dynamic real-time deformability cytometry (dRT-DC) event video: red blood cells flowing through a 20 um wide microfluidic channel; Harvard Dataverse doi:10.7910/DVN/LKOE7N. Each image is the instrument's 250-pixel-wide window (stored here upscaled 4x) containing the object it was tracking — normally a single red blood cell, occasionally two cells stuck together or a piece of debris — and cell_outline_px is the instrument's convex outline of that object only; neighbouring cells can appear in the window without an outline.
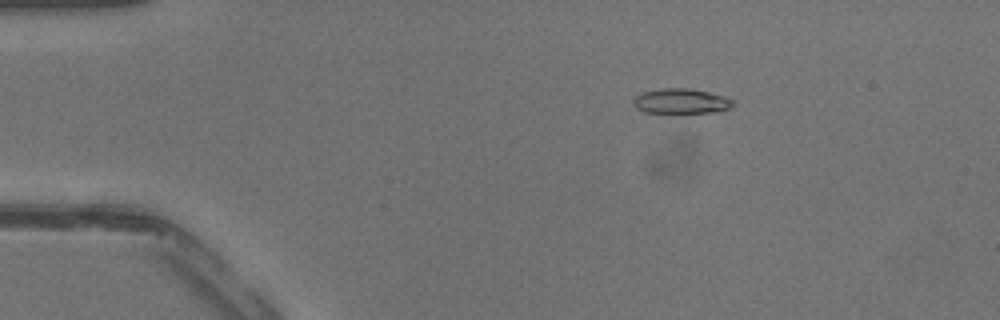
{"species": "common noctule bat (a hibernating species)", "species_latin": "Nyctalus noctula", "temperature_condition": "warm", "stored_images_in_passage": 36, "camera_frame_rate_fps": 3000, "um_per_image_px": 0.085, "animal": {"sex": "male", "body_mass_g": 13.3}, "frame": {"image": 1, "passage_image": 2, "time_ms": 0.333, "image_size_px": [1000, 320], "cell_outline_px": [[732, 104], [728, 108], [712, 112], [644, 112], [636, 108], [632, 104], [632, 100], [636, 96], [644, 92], [664, 88], [688, 88], [708, 92], [724, 96], [732, 100]], "centroid_in_image_um": [57.83, 8.59], "position_along_channel_um": 27.2, "area_um2": 14.16}}
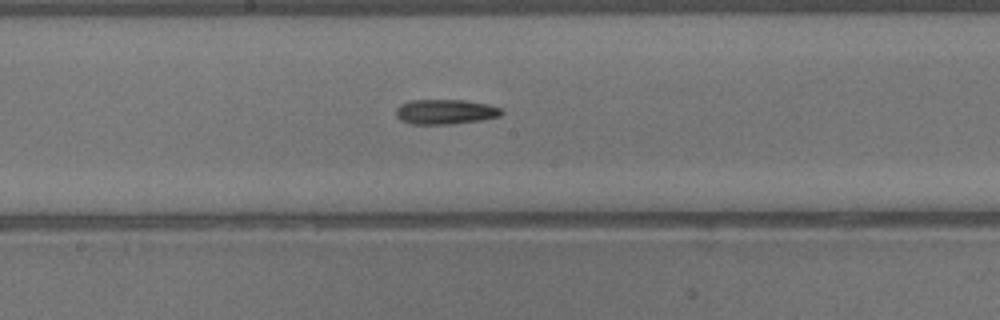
{"frame": {"image": 2, "passage_image": 17, "time_ms": 5.333, "image_size_px": [1000, 320], "cell_outline_px": [[504, 112], [500, 116], [480, 120], [452, 124], [412, 124], [400, 120], [396, 116], [396, 108], [400, 104], [412, 100], [464, 100], [488, 104], [504, 108]], "centroid_in_image_um": [37.88, 9.5], "position_along_channel_um": 210.3, "area_um2": 15.43}}
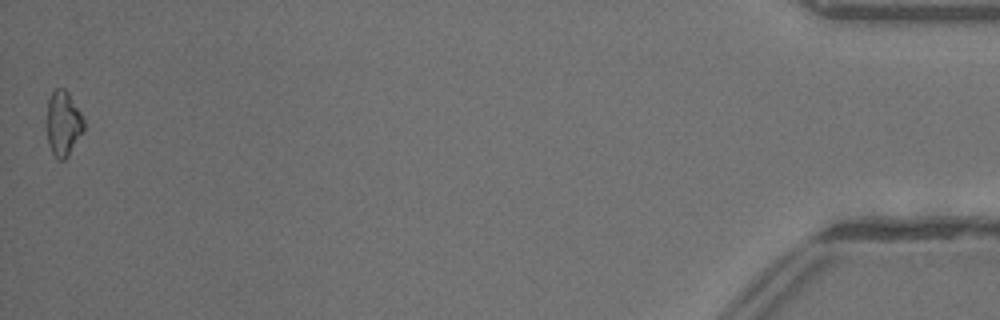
{"frame": {"image": 3, "passage_image": 36, "time_ms": 11.667, "image_size_px": [1000, 320], "cell_outline_px": [[84, 128], [68, 156], [64, 160], [60, 160], [52, 152], [48, 144], [48, 100], [52, 92], [56, 88], [64, 88], [68, 92], [80, 112], [84, 120]], "centroid_in_image_um": [5.38, 10.48], "position_along_channel_um": 429.8, "area_um2": 13.64}}